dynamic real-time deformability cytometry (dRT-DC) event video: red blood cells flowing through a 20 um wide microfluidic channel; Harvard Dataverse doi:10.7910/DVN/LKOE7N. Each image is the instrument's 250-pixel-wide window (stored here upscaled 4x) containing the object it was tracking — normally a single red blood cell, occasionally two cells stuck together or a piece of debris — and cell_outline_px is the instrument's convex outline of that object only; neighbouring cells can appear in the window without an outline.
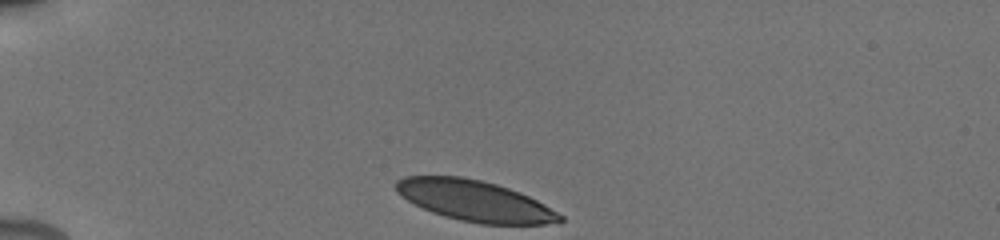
{"species": "human", "species_latin": "Homo sapiens", "temperature_condition": "cold", "stored_images_in_passage": 34, "camera_frame_rate_fps": 3000, "um_per_image_px": 0.085, "donor": {"sex": "male"}, "frame": {"image": 1, "passage_image": 1, "time_ms": 0.0, "image_size_px": [1000, 240], "cell_outline_px": [[564, 220], [544, 224], [480, 224], [460, 220], [444, 216], [432, 212], [408, 200], [396, 192], [396, 180], [404, 176], [460, 176], [480, 180], [496, 184], [520, 192], [544, 204], [564, 216]], "centroid_in_image_um": [40.35, 17.06], "position_along_channel_um": 44.7, "area_um2": 38.67}}
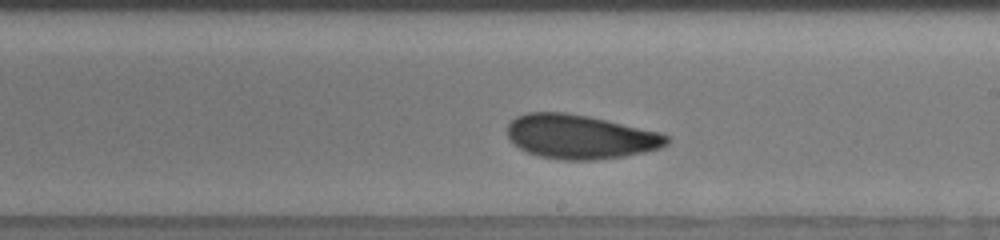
{"frame": {"image": 2, "passage_image": 20, "time_ms": 6.333, "image_size_px": [1000, 240], "cell_outline_px": [[668, 144], [660, 148], [644, 152], [624, 156], [592, 160], [564, 160], [540, 156], [528, 152], [520, 148], [508, 140], [508, 124], [516, 116], [528, 112], [564, 112], [588, 116], [660, 132], [668, 136]], "centroid_in_image_um": [49.3, 11.62], "position_along_channel_um": 239.7, "area_um2": 40.86}}
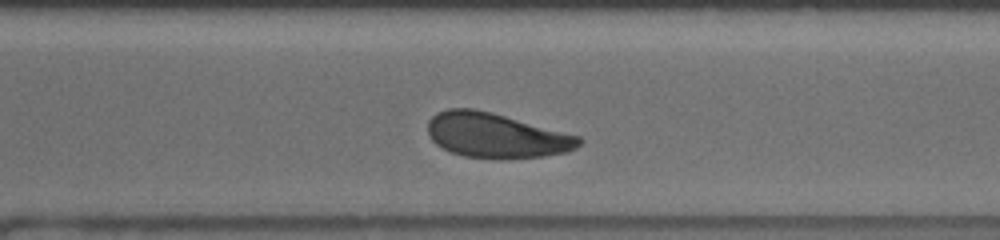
{"frame": {"image": 3, "passage_image": 27, "time_ms": 8.667, "image_size_px": [1000, 240], "cell_outline_px": [[584, 140], [576, 148], [568, 152], [544, 156], [500, 160], [464, 156], [452, 152], [436, 144], [432, 140], [428, 132], [428, 120], [436, 112], [448, 108], [472, 108], [504, 116], [580, 136]], "centroid_in_image_um": [42.17, 11.53], "position_along_channel_um": 328.4, "area_um2": 39.48}, "authors_computed_cell_mechanics": {"area_um2": 40.3444, "velocity_mm_per_s": 3.8017, "shape_relaxation_time_tau1_ms": 3.7651, "shape_relaxation_time_tau2_ms": 2.0606, "deformation_change_tau1": 0.1265, "deformation_change_tau2": 0.0813}}